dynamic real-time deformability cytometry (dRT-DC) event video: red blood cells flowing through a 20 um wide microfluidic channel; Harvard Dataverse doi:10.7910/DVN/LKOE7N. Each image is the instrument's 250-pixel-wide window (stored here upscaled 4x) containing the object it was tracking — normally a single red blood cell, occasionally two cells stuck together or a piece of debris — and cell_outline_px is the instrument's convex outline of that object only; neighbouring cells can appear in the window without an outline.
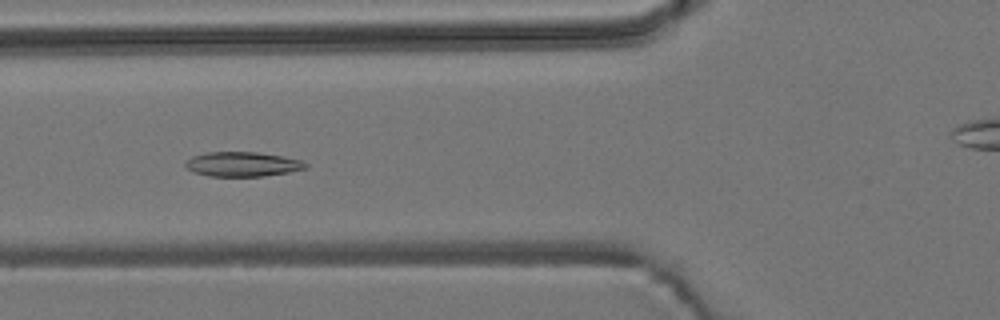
{"species": "common noctule bat (a hibernating species)", "species_latin": "Nyctalus noctula", "temperature_condition": "room temperature", "stored_images_in_passage": 43, "camera_frame_rate_fps": 3000, "um_per_image_px": 0.085, "animal": {"sex": "male", "body_mass_g": 19.2, "forearm_length_mm": 51.8}, "frame": {"image": 1, "passage_image": 8, "time_ms": 2.333, "image_size_px": [1000, 320], "cell_outline_px": [[308, 168], [288, 172], [264, 176], [208, 176], [192, 172], [184, 164], [192, 156], [208, 152], [256, 152], [280, 156], [300, 160], [308, 164]], "centroid_in_image_um": [20.6, 13.96], "position_along_channel_um": 105.2, "area_um2": 17.11}}
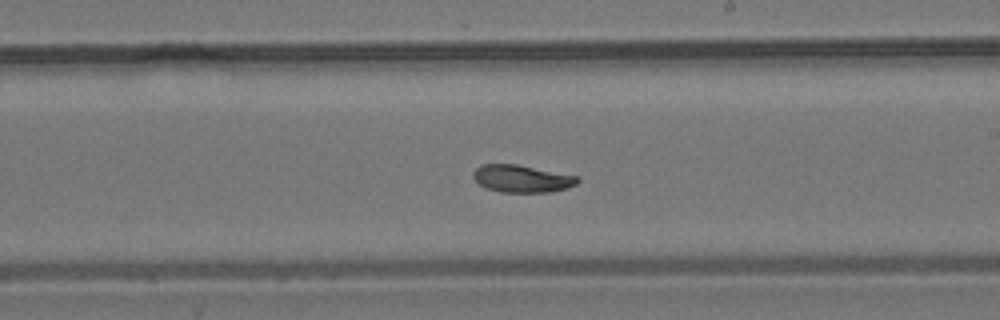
{"frame": {"image": 2, "passage_image": 19, "time_ms": 6.0, "image_size_px": [1000, 320], "cell_outline_px": [[580, 180], [576, 184], [568, 188], [552, 192], [500, 192], [484, 188], [472, 176], [472, 172], [480, 164], [516, 164], [580, 176]], "centroid_in_image_um": [44.37, 15.18], "position_along_channel_um": 244.6, "area_um2": 16.88}}
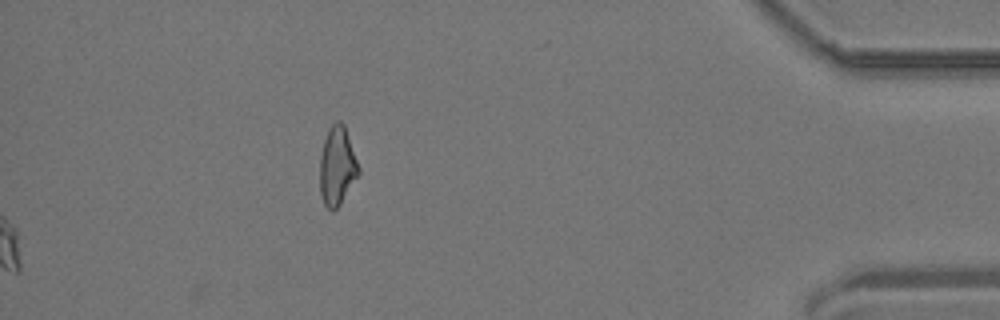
{"frame": {"image": 3, "passage_image": 43, "time_ms": 14.0, "image_size_px": [1000, 320], "cell_outline_px": [[360, 172], [340, 204], [332, 212], [324, 204], [320, 192], [320, 156], [324, 140], [328, 128], [336, 120], [340, 120], [344, 124], [360, 168]], "centroid_in_image_um": [28.65, 14.09], "position_along_channel_um": 406.5, "area_um2": 17.74}, "authors_computed_cell_mechanics": {"area_um2": 17.1666, "velocity_mm_per_s": 3.8079, "shape_relaxation_time_tau1_ms": 6.3846, "shape_relaxation_time_tau2_ms": 3.2831, "deformation_change_tau1": 0.1334, "deformation_change_tau2": 0.0725}}